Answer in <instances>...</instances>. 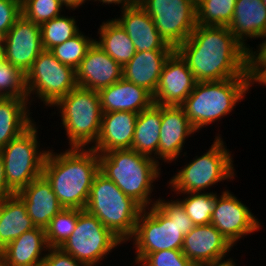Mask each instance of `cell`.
I'll use <instances>...</instances> for the list:
<instances>
[{"instance_id":"obj_5","label":"cell","mask_w":266,"mask_h":266,"mask_svg":"<svg viewBox=\"0 0 266 266\" xmlns=\"http://www.w3.org/2000/svg\"><path fill=\"white\" fill-rule=\"evenodd\" d=\"M252 88L251 77L202 81L180 105L196 132L230 115ZM240 102V103H239ZM202 129V130H201Z\"/></svg>"},{"instance_id":"obj_23","label":"cell","mask_w":266,"mask_h":266,"mask_svg":"<svg viewBox=\"0 0 266 266\" xmlns=\"http://www.w3.org/2000/svg\"><path fill=\"white\" fill-rule=\"evenodd\" d=\"M16 195L25 204L34 225L43 229L64 208L52 190L51 184L43 175L34 179Z\"/></svg>"},{"instance_id":"obj_21","label":"cell","mask_w":266,"mask_h":266,"mask_svg":"<svg viewBox=\"0 0 266 266\" xmlns=\"http://www.w3.org/2000/svg\"><path fill=\"white\" fill-rule=\"evenodd\" d=\"M227 27L246 50L253 51L248 40L266 37V7L262 0H236L233 18Z\"/></svg>"},{"instance_id":"obj_35","label":"cell","mask_w":266,"mask_h":266,"mask_svg":"<svg viewBox=\"0 0 266 266\" xmlns=\"http://www.w3.org/2000/svg\"><path fill=\"white\" fill-rule=\"evenodd\" d=\"M0 97H18L28 100L26 75L5 59L0 61Z\"/></svg>"},{"instance_id":"obj_16","label":"cell","mask_w":266,"mask_h":266,"mask_svg":"<svg viewBox=\"0 0 266 266\" xmlns=\"http://www.w3.org/2000/svg\"><path fill=\"white\" fill-rule=\"evenodd\" d=\"M197 83L186 61L174 50L165 61L153 102L157 105L180 106Z\"/></svg>"},{"instance_id":"obj_31","label":"cell","mask_w":266,"mask_h":266,"mask_svg":"<svg viewBox=\"0 0 266 266\" xmlns=\"http://www.w3.org/2000/svg\"><path fill=\"white\" fill-rule=\"evenodd\" d=\"M174 194L177 196L183 195L182 198L178 197V199L183 204L186 214L194 225H206L211 223L212 212L218 195L217 191Z\"/></svg>"},{"instance_id":"obj_45","label":"cell","mask_w":266,"mask_h":266,"mask_svg":"<svg viewBox=\"0 0 266 266\" xmlns=\"http://www.w3.org/2000/svg\"><path fill=\"white\" fill-rule=\"evenodd\" d=\"M239 264H237L232 257L221 260V261H217V262H212V263H208L206 265L203 266H237Z\"/></svg>"},{"instance_id":"obj_19","label":"cell","mask_w":266,"mask_h":266,"mask_svg":"<svg viewBox=\"0 0 266 266\" xmlns=\"http://www.w3.org/2000/svg\"><path fill=\"white\" fill-rule=\"evenodd\" d=\"M114 19L127 32L136 52L175 50L160 36L154 21L139 4L121 10L120 16Z\"/></svg>"},{"instance_id":"obj_30","label":"cell","mask_w":266,"mask_h":266,"mask_svg":"<svg viewBox=\"0 0 266 266\" xmlns=\"http://www.w3.org/2000/svg\"><path fill=\"white\" fill-rule=\"evenodd\" d=\"M62 14L40 25L41 43L44 50H50L75 36L79 31L76 16Z\"/></svg>"},{"instance_id":"obj_7","label":"cell","mask_w":266,"mask_h":266,"mask_svg":"<svg viewBox=\"0 0 266 266\" xmlns=\"http://www.w3.org/2000/svg\"><path fill=\"white\" fill-rule=\"evenodd\" d=\"M85 210L96 216L124 244H128L143 208L99 171L94 177Z\"/></svg>"},{"instance_id":"obj_22","label":"cell","mask_w":266,"mask_h":266,"mask_svg":"<svg viewBox=\"0 0 266 266\" xmlns=\"http://www.w3.org/2000/svg\"><path fill=\"white\" fill-rule=\"evenodd\" d=\"M137 115L127 111L103 113L99 136L91 148L98 154L114 149H131Z\"/></svg>"},{"instance_id":"obj_26","label":"cell","mask_w":266,"mask_h":266,"mask_svg":"<svg viewBox=\"0 0 266 266\" xmlns=\"http://www.w3.org/2000/svg\"><path fill=\"white\" fill-rule=\"evenodd\" d=\"M30 111L33 110L27 99L0 97V149L35 122Z\"/></svg>"},{"instance_id":"obj_24","label":"cell","mask_w":266,"mask_h":266,"mask_svg":"<svg viewBox=\"0 0 266 266\" xmlns=\"http://www.w3.org/2000/svg\"><path fill=\"white\" fill-rule=\"evenodd\" d=\"M98 92L103 113L115 111L140 113L154 103L153 95L148 90L124 78Z\"/></svg>"},{"instance_id":"obj_17","label":"cell","mask_w":266,"mask_h":266,"mask_svg":"<svg viewBox=\"0 0 266 266\" xmlns=\"http://www.w3.org/2000/svg\"><path fill=\"white\" fill-rule=\"evenodd\" d=\"M233 249L227 239L210 223L194 225L184 236L181 250L195 266H203L227 259Z\"/></svg>"},{"instance_id":"obj_33","label":"cell","mask_w":266,"mask_h":266,"mask_svg":"<svg viewBox=\"0 0 266 266\" xmlns=\"http://www.w3.org/2000/svg\"><path fill=\"white\" fill-rule=\"evenodd\" d=\"M94 40L91 35L89 37V33L85 35V32L81 30L69 40L54 46L49 51L59 62L76 70Z\"/></svg>"},{"instance_id":"obj_40","label":"cell","mask_w":266,"mask_h":266,"mask_svg":"<svg viewBox=\"0 0 266 266\" xmlns=\"http://www.w3.org/2000/svg\"><path fill=\"white\" fill-rule=\"evenodd\" d=\"M261 42L250 52V73H266V37Z\"/></svg>"},{"instance_id":"obj_32","label":"cell","mask_w":266,"mask_h":266,"mask_svg":"<svg viewBox=\"0 0 266 266\" xmlns=\"http://www.w3.org/2000/svg\"><path fill=\"white\" fill-rule=\"evenodd\" d=\"M236 0H199L197 24L201 26H228L234 14Z\"/></svg>"},{"instance_id":"obj_10","label":"cell","mask_w":266,"mask_h":266,"mask_svg":"<svg viewBox=\"0 0 266 266\" xmlns=\"http://www.w3.org/2000/svg\"><path fill=\"white\" fill-rule=\"evenodd\" d=\"M76 86L75 70L59 62L49 50H43L26 73L30 107L40 99L44 108H50Z\"/></svg>"},{"instance_id":"obj_46","label":"cell","mask_w":266,"mask_h":266,"mask_svg":"<svg viewBox=\"0 0 266 266\" xmlns=\"http://www.w3.org/2000/svg\"><path fill=\"white\" fill-rule=\"evenodd\" d=\"M4 59V43H0V61Z\"/></svg>"},{"instance_id":"obj_38","label":"cell","mask_w":266,"mask_h":266,"mask_svg":"<svg viewBox=\"0 0 266 266\" xmlns=\"http://www.w3.org/2000/svg\"><path fill=\"white\" fill-rule=\"evenodd\" d=\"M21 15V0H0V33L5 35Z\"/></svg>"},{"instance_id":"obj_12","label":"cell","mask_w":266,"mask_h":266,"mask_svg":"<svg viewBox=\"0 0 266 266\" xmlns=\"http://www.w3.org/2000/svg\"><path fill=\"white\" fill-rule=\"evenodd\" d=\"M165 42L176 49L197 26L194 0H138Z\"/></svg>"},{"instance_id":"obj_4","label":"cell","mask_w":266,"mask_h":266,"mask_svg":"<svg viewBox=\"0 0 266 266\" xmlns=\"http://www.w3.org/2000/svg\"><path fill=\"white\" fill-rule=\"evenodd\" d=\"M99 171L111 179L128 197L143 209L156 204L152 201L155 183L162 177V164L132 149H114L98 154ZM152 195V196H151Z\"/></svg>"},{"instance_id":"obj_48","label":"cell","mask_w":266,"mask_h":266,"mask_svg":"<svg viewBox=\"0 0 266 266\" xmlns=\"http://www.w3.org/2000/svg\"><path fill=\"white\" fill-rule=\"evenodd\" d=\"M262 2L264 3L265 7H266V0H262Z\"/></svg>"},{"instance_id":"obj_11","label":"cell","mask_w":266,"mask_h":266,"mask_svg":"<svg viewBox=\"0 0 266 266\" xmlns=\"http://www.w3.org/2000/svg\"><path fill=\"white\" fill-rule=\"evenodd\" d=\"M123 244L96 216L79 209L75 229L60 249L87 266H98Z\"/></svg>"},{"instance_id":"obj_43","label":"cell","mask_w":266,"mask_h":266,"mask_svg":"<svg viewBox=\"0 0 266 266\" xmlns=\"http://www.w3.org/2000/svg\"><path fill=\"white\" fill-rule=\"evenodd\" d=\"M61 4L65 7V9L68 10H72L75 11V9H79L80 7H83V5H85V3L87 2L88 4V0H60Z\"/></svg>"},{"instance_id":"obj_44","label":"cell","mask_w":266,"mask_h":266,"mask_svg":"<svg viewBox=\"0 0 266 266\" xmlns=\"http://www.w3.org/2000/svg\"><path fill=\"white\" fill-rule=\"evenodd\" d=\"M251 75V83H252V87L254 86V84H256L255 86H257V84L259 86H265L266 88V73H250Z\"/></svg>"},{"instance_id":"obj_25","label":"cell","mask_w":266,"mask_h":266,"mask_svg":"<svg viewBox=\"0 0 266 266\" xmlns=\"http://www.w3.org/2000/svg\"><path fill=\"white\" fill-rule=\"evenodd\" d=\"M174 50L136 52L123 66L122 78L144 87L154 95L163 65Z\"/></svg>"},{"instance_id":"obj_41","label":"cell","mask_w":266,"mask_h":266,"mask_svg":"<svg viewBox=\"0 0 266 266\" xmlns=\"http://www.w3.org/2000/svg\"><path fill=\"white\" fill-rule=\"evenodd\" d=\"M14 193L8 188L6 179H5V169L3 160L0 154V200L10 197Z\"/></svg>"},{"instance_id":"obj_13","label":"cell","mask_w":266,"mask_h":266,"mask_svg":"<svg viewBox=\"0 0 266 266\" xmlns=\"http://www.w3.org/2000/svg\"><path fill=\"white\" fill-rule=\"evenodd\" d=\"M229 189H223L215 200L211 224L235 247L248 234L263 228L258 217Z\"/></svg>"},{"instance_id":"obj_39","label":"cell","mask_w":266,"mask_h":266,"mask_svg":"<svg viewBox=\"0 0 266 266\" xmlns=\"http://www.w3.org/2000/svg\"><path fill=\"white\" fill-rule=\"evenodd\" d=\"M43 266H87L60 248H49Z\"/></svg>"},{"instance_id":"obj_34","label":"cell","mask_w":266,"mask_h":266,"mask_svg":"<svg viewBox=\"0 0 266 266\" xmlns=\"http://www.w3.org/2000/svg\"><path fill=\"white\" fill-rule=\"evenodd\" d=\"M79 209L63 208L45 228L49 248H60L75 229Z\"/></svg>"},{"instance_id":"obj_6","label":"cell","mask_w":266,"mask_h":266,"mask_svg":"<svg viewBox=\"0 0 266 266\" xmlns=\"http://www.w3.org/2000/svg\"><path fill=\"white\" fill-rule=\"evenodd\" d=\"M207 152L196 155L176 171L167 181V188L174 193L206 192L220 182H232L236 176L232 152L225 145L222 135L214 136ZM231 179V180H230Z\"/></svg>"},{"instance_id":"obj_47","label":"cell","mask_w":266,"mask_h":266,"mask_svg":"<svg viewBox=\"0 0 266 266\" xmlns=\"http://www.w3.org/2000/svg\"><path fill=\"white\" fill-rule=\"evenodd\" d=\"M0 43H4V35L0 33Z\"/></svg>"},{"instance_id":"obj_15","label":"cell","mask_w":266,"mask_h":266,"mask_svg":"<svg viewBox=\"0 0 266 266\" xmlns=\"http://www.w3.org/2000/svg\"><path fill=\"white\" fill-rule=\"evenodd\" d=\"M40 25L21 15L4 35V59L25 75L43 51Z\"/></svg>"},{"instance_id":"obj_36","label":"cell","mask_w":266,"mask_h":266,"mask_svg":"<svg viewBox=\"0 0 266 266\" xmlns=\"http://www.w3.org/2000/svg\"><path fill=\"white\" fill-rule=\"evenodd\" d=\"M22 15L41 25L65 13L60 0H21Z\"/></svg>"},{"instance_id":"obj_29","label":"cell","mask_w":266,"mask_h":266,"mask_svg":"<svg viewBox=\"0 0 266 266\" xmlns=\"http://www.w3.org/2000/svg\"><path fill=\"white\" fill-rule=\"evenodd\" d=\"M97 33L99 38H95L94 42L122 67L136 53L127 32L114 18L103 21Z\"/></svg>"},{"instance_id":"obj_28","label":"cell","mask_w":266,"mask_h":266,"mask_svg":"<svg viewBox=\"0 0 266 266\" xmlns=\"http://www.w3.org/2000/svg\"><path fill=\"white\" fill-rule=\"evenodd\" d=\"M160 129L161 105L153 103L137 115L131 149L157 162Z\"/></svg>"},{"instance_id":"obj_42","label":"cell","mask_w":266,"mask_h":266,"mask_svg":"<svg viewBox=\"0 0 266 266\" xmlns=\"http://www.w3.org/2000/svg\"><path fill=\"white\" fill-rule=\"evenodd\" d=\"M98 2V3H102L101 6H105L108 4V6L110 7V5H120L119 8H120V11L121 10H124L125 8H129L131 6H134L136 4H138V0H94L93 2ZM105 4V5H104Z\"/></svg>"},{"instance_id":"obj_9","label":"cell","mask_w":266,"mask_h":266,"mask_svg":"<svg viewBox=\"0 0 266 266\" xmlns=\"http://www.w3.org/2000/svg\"><path fill=\"white\" fill-rule=\"evenodd\" d=\"M39 126L34 122L20 136L0 149L8 188L16 194L40 177L49 146L40 147ZM43 149V150H42Z\"/></svg>"},{"instance_id":"obj_37","label":"cell","mask_w":266,"mask_h":266,"mask_svg":"<svg viewBox=\"0 0 266 266\" xmlns=\"http://www.w3.org/2000/svg\"><path fill=\"white\" fill-rule=\"evenodd\" d=\"M137 266H195L182 250H162L148 254Z\"/></svg>"},{"instance_id":"obj_8","label":"cell","mask_w":266,"mask_h":266,"mask_svg":"<svg viewBox=\"0 0 266 266\" xmlns=\"http://www.w3.org/2000/svg\"><path fill=\"white\" fill-rule=\"evenodd\" d=\"M52 107L61 116L69 148H91L96 143L103 115L98 91L76 86Z\"/></svg>"},{"instance_id":"obj_1","label":"cell","mask_w":266,"mask_h":266,"mask_svg":"<svg viewBox=\"0 0 266 266\" xmlns=\"http://www.w3.org/2000/svg\"><path fill=\"white\" fill-rule=\"evenodd\" d=\"M175 50L197 82L251 77L250 52L227 26L197 24L190 37Z\"/></svg>"},{"instance_id":"obj_3","label":"cell","mask_w":266,"mask_h":266,"mask_svg":"<svg viewBox=\"0 0 266 266\" xmlns=\"http://www.w3.org/2000/svg\"><path fill=\"white\" fill-rule=\"evenodd\" d=\"M194 227L181 201L157 197L156 204L143 209L134 235L129 240L136 250L133 263L138 265L148 254L162 250H181L184 236Z\"/></svg>"},{"instance_id":"obj_2","label":"cell","mask_w":266,"mask_h":266,"mask_svg":"<svg viewBox=\"0 0 266 266\" xmlns=\"http://www.w3.org/2000/svg\"><path fill=\"white\" fill-rule=\"evenodd\" d=\"M48 151L42 175L51 184L64 208L84 210L94 177L99 172L98 153L92 148H66Z\"/></svg>"},{"instance_id":"obj_14","label":"cell","mask_w":266,"mask_h":266,"mask_svg":"<svg viewBox=\"0 0 266 266\" xmlns=\"http://www.w3.org/2000/svg\"><path fill=\"white\" fill-rule=\"evenodd\" d=\"M196 133L181 106L161 105V129L157 163L176 164L181 156L188 157L185 143ZM184 148V149H183ZM178 159V160H177ZM160 160V161H159Z\"/></svg>"},{"instance_id":"obj_27","label":"cell","mask_w":266,"mask_h":266,"mask_svg":"<svg viewBox=\"0 0 266 266\" xmlns=\"http://www.w3.org/2000/svg\"><path fill=\"white\" fill-rule=\"evenodd\" d=\"M35 227L25 204L16 194L0 200V251Z\"/></svg>"},{"instance_id":"obj_20","label":"cell","mask_w":266,"mask_h":266,"mask_svg":"<svg viewBox=\"0 0 266 266\" xmlns=\"http://www.w3.org/2000/svg\"><path fill=\"white\" fill-rule=\"evenodd\" d=\"M48 249L45 229L35 227L0 251V266H41Z\"/></svg>"},{"instance_id":"obj_18","label":"cell","mask_w":266,"mask_h":266,"mask_svg":"<svg viewBox=\"0 0 266 266\" xmlns=\"http://www.w3.org/2000/svg\"><path fill=\"white\" fill-rule=\"evenodd\" d=\"M75 72L77 86L99 91L120 80L123 67L93 42Z\"/></svg>"}]
</instances>
